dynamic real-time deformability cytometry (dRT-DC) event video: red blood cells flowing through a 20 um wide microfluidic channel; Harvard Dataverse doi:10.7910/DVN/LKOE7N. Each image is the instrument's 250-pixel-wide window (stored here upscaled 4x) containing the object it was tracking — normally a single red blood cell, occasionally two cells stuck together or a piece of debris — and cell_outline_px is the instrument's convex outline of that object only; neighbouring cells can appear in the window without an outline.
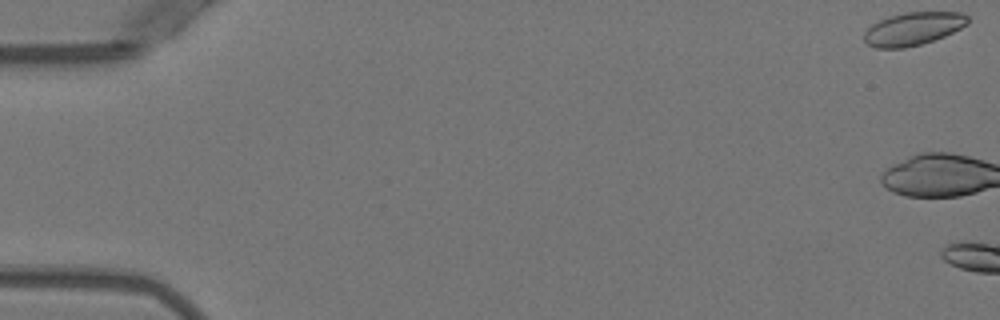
{"species": "Egyptian fruit bat (a non-hibernating species)", "species_latin": "Rousettus aegyptiacus", "temperature_condition": "warm", "stored_images_in_passage": 3, "camera_frame_rate_fps": 3000, "um_per_image_px": 0.085, "animal": {"sex": "female"}, "frame": {"image": 1, "passage_image": 1, "time_ms": 0.0, "image_size_px": [1000, 320], "cell_outline_px": [[968, 24], [944, 36], [920, 44], [904, 48], [876, 48], [868, 44], [864, 40], [864, 32], [872, 24], [888, 16], [904, 12], [960, 12], [968, 16]], "centroid_in_image_um": [77.6, 2.43], "position_along_channel_um": 7.4, "area_um2": 19.83}}